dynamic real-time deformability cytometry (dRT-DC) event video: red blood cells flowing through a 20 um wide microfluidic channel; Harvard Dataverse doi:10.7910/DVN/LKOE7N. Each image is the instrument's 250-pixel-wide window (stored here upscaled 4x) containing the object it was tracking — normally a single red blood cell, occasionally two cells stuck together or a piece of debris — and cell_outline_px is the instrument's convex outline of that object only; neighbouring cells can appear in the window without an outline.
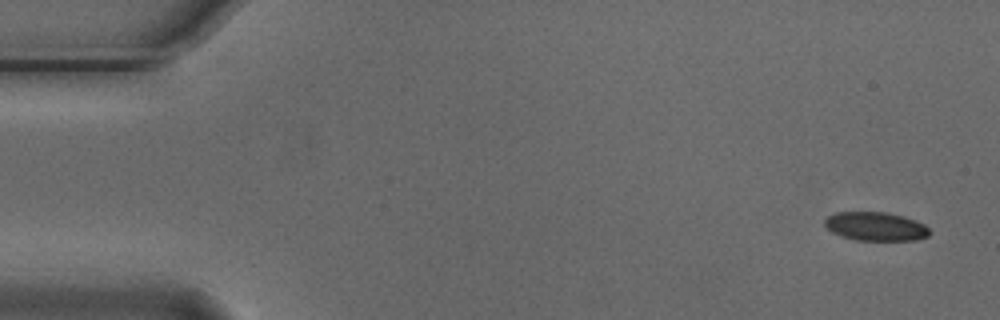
{"species": "Egyptian fruit bat (a non-hibernating species)", "species_latin": "Rousettus aegyptiacus", "temperature_condition": "cold", "stored_images_in_passage": 4, "camera_frame_rate_fps": 3000, "um_per_image_px": 0.085, "animal": {"sex": "male"}, "frame": {"image": 1, "passage_image": 1, "time_ms": 0.0, "image_size_px": [1000, 320], "cell_outline_px": [[928, 236], [916, 240], [856, 240], [840, 236], [832, 232], [824, 224], [824, 220], [828, 216], [836, 212], [884, 212], [904, 216], [916, 220], [924, 224], [928, 228]], "centroid_in_image_um": [74.41, 19.24], "position_along_channel_um": 10.6, "area_um2": 17.51}}
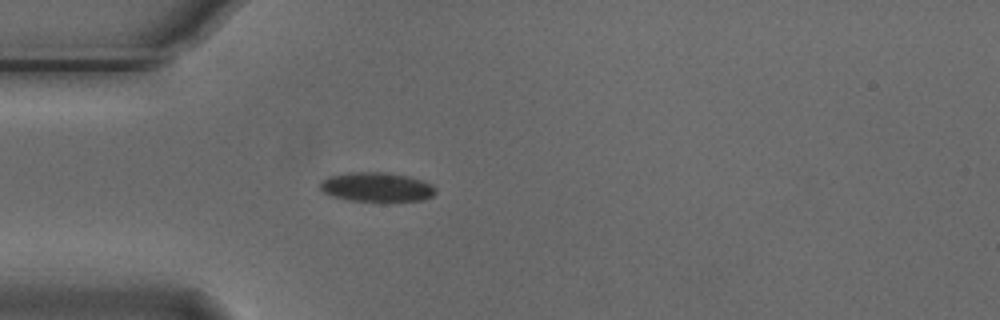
{"frame": {"image": 2, "passage_image": 4, "time_ms": 1.0, "image_size_px": [1000, 320], "cell_outline_px": [[436, 192], [432, 196], [424, 200], [384, 204], [348, 200], [332, 196], [324, 192], [320, 188], [320, 184], [328, 176], [348, 172], [384, 172], [408, 176], [432, 184], [436, 188]], "centroid_in_image_um": [32.06, 15.95], "position_along_channel_um": 52.9, "area_um2": 20.52}}